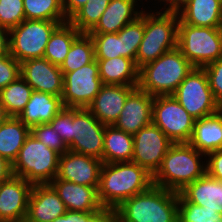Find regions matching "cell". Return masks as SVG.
I'll return each instance as SVG.
<instances>
[{
	"instance_id": "cell-35",
	"label": "cell",
	"mask_w": 222,
	"mask_h": 222,
	"mask_svg": "<svg viewBox=\"0 0 222 222\" xmlns=\"http://www.w3.org/2000/svg\"><path fill=\"white\" fill-rule=\"evenodd\" d=\"M178 222H222V214L187 202L178 193Z\"/></svg>"
},
{
	"instance_id": "cell-27",
	"label": "cell",
	"mask_w": 222,
	"mask_h": 222,
	"mask_svg": "<svg viewBox=\"0 0 222 222\" xmlns=\"http://www.w3.org/2000/svg\"><path fill=\"white\" fill-rule=\"evenodd\" d=\"M96 61L103 84L138 86L139 69L132 59L119 56Z\"/></svg>"
},
{
	"instance_id": "cell-37",
	"label": "cell",
	"mask_w": 222,
	"mask_h": 222,
	"mask_svg": "<svg viewBox=\"0 0 222 222\" xmlns=\"http://www.w3.org/2000/svg\"><path fill=\"white\" fill-rule=\"evenodd\" d=\"M30 134L60 155L69 150L68 146L49 123L32 126Z\"/></svg>"
},
{
	"instance_id": "cell-26",
	"label": "cell",
	"mask_w": 222,
	"mask_h": 222,
	"mask_svg": "<svg viewBox=\"0 0 222 222\" xmlns=\"http://www.w3.org/2000/svg\"><path fill=\"white\" fill-rule=\"evenodd\" d=\"M188 143L205 155L222 149V108L212 115L195 121Z\"/></svg>"
},
{
	"instance_id": "cell-34",
	"label": "cell",
	"mask_w": 222,
	"mask_h": 222,
	"mask_svg": "<svg viewBox=\"0 0 222 222\" xmlns=\"http://www.w3.org/2000/svg\"><path fill=\"white\" fill-rule=\"evenodd\" d=\"M111 0H89L68 21L81 33H88L99 21Z\"/></svg>"
},
{
	"instance_id": "cell-47",
	"label": "cell",
	"mask_w": 222,
	"mask_h": 222,
	"mask_svg": "<svg viewBox=\"0 0 222 222\" xmlns=\"http://www.w3.org/2000/svg\"><path fill=\"white\" fill-rule=\"evenodd\" d=\"M12 175V164L0 156V183L8 180Z\"/></svg>"
},
{
	"instance_id": "cell-7",
	"label": "cell",
	"mask_w": 222,
	"mask_h": 222,
	"mask_svg": "<svg viewBox=\"0 0 222 222\" xmlns=\"http://www.w3.org/2000/svg\"><path fill=\"white\" fill-rule=\"evenodd\" d=\"M177 48L195 68H203L222 57V28L193 26L179 20Z\"/></svg>"
},
{
	"instance_id": "cell-23",
	"label": "cell",
	"mask_w": 222,
	"mask_h": 222,
	"mask_svg": "<svg viewBox=\"0 0 222 222\" xmlns=\"http://www.w3.org/2000/svg\"><path fill=\"white\" fill-rule=\"evenodd\" d=\"M178 193L187 202L222 214V181L210 177L207 173L194 182L187 184Z\"/></svg>"
},
{
	"instance_id": "cell-17",
	"label": "cell",
	"mask_w": 222,
	"mask_h": 222,
	"mask_svg": "<svg viewBox=\"0 0 222 222\" xmlns=\"http://www.w3.org/2000/svg\"><path fill=\"white\" fill-rule=\"evenodd\" d=\"M20 76L34 91L62 97L63 73L59 66L47 59H29L20 63Z\"/></svg>"
},
{
	"instance_id": "cell-1",
	"label": "cell",
	"mask_w": 222,
	"mask_h": 222,
	"mask_svg": "<svg viewBox=\"0 0 222 222\" xmlns=\"http://www.w3.org/2000/svg\"><path fill=\"white\" fill-rule=\"evenodd\" d=\"M153 185V175L133 162L103 163L98 199L102 207L118 208L125 200Z\"/></svg>"
},
{
	"instance_id": "cell-13",
	"label": "cell",
	"mask_w": 222,
	"mask_h": 222,
	"mask_svg": "<svg viewBox=\"0 0 222 222\" xmlns=\"http://www.w3.org/2000/svg\"><path fill=\"white\" fill-rule=\"evenodd\" d=\"M106 125L102 124L87 108H72V152L102 160Z\"/></svg>"
},
{
	"instance_id": "cell-22",
	"label": "cell",
	"mask_w": 222,
	"mask_h": 222,
	"mask_svg": "<svg viewBox=\"0 0 222 222\" xmlns=\"http://www.w3.org/2000/svg\"><path fill=\"white\" fill-rule=\"evenodd\" d=\"M61 198L67 210L96 212L102 208L98 199V187H90L57 179L49 183Z\"/></svg>"
},
{
	"instance_id": "cell-10",
	"label": "cell",
	"mask_w": 222,
	"mask_h": 222,
	"mask_svg": "<svg viewBox=\"0 0 222 222\" xmlns=\"http://www.w3.org/2000/svg\"><path fill=\"white\" fill-rule=\"evenodd\" d=\"M173 96L196 120L212 115L221 109L214 99L203 68H194L181 82Z\"/></svg>"
},
{
	"instance_id": "cell-41",
	"label": "cell",
	"mask_w": 222,
	"mask_h": 222,
	"mask_svg": "<svg viewBox=\"0 0 222 222\" xmlns=\"http://www.w3.org/2000/svg\"><path fill=\"white\" fill-rule=\"evenodd\" d=\"M206 173L210 177L222 181V149L206 155Z\"/></svg>"
},
{
	"instance_id": "cell-14",
	"label": "cell",
	"mask_w": 222,
	"mask_h": 222,
	"mask_svg": "<svg viewBox=\"0 0 222 222\" xmlns=\"http://www.w3.org/2000/svg\"><path fill=\"white\" fill-rule=\"evenodd\" d=\"M173 142L162 130L151 123L133 135V155L131 162L145 168L154 175Z\"/></svg>"
},
{
	"instance_id": "cell-18",
	"label": "cell",
	"mask_w": 222,
	"mask_h": 222,
	"mask_svg": "<svg viewBox=\"0 0 222 222\" xmlns=\"http://www.w3.org/2000/svg\"><path fill=\"white\" fill-rule=\"evenodd\" d=\"M154 97L136 87L127 97L114 126L134 135L152 123V103Z\"/></svg>"
},
{
	"instance_id": "cell-29",
	"label": "cell",
	"mask_w": 222,
	"mask_h": 222,
	"mask_svg": "<svg viewBox=\"0 0 222 222\" xmlns=\"http://www.w3.org/2000/svg\"><path fill=\"white\" fill-rule=\"evenodd\" d=\"M133 135L114 125H106L103 141V163L131 162Z\"/></svg>"
},
{
	"instance_id": "cell-46",
	"label": "cell",
	"mask_w": 222,
	"mask_h": 222,
	"mask_svg": "<svg viewBox=\"0 0 222 222\" xmlns=\"http://www.w3.org/2000/svg\"><path fill=\"white\" fill-rule=\"evenodd\" d=\"M9 54V29L0 26V56Z\"/></svg>"
},
{
	"instance_id": "cell-36",
	"label": "cell",
	"mask_w": 222,
	"mask_h": 222,
	"mask_svg": "<svg viewBox=\"0 0 222 222\" xmlns=\"http://www.w3.org/2000/svg\"><path fill=\"white\" fill-rule=\"evenodd\" d=\"M25 20L23 0H0V26L11 29Z\"/></svg>"
},
{
	"instance_id": "cell-28",
	"label": "cell",
	"mask_w": 222,
	"mask_h": 222,
	"mask_svg": "<svg viewBox=\"0 0 222 222\" xmlns=\"http://www.w3.org/2000/svg\"><path fill=\"white\" fill-rule=\"evenodd\" d=\"M29 134L30 128L18 117L9 116L0 125V156L13 164Z\"/></svg>"
},
{
	"instance_id": "cell-16",
	"label": "cell",
	"mask_w": 222,
	"mask_h": 222,
	"mask_svg": "<svg viewBox=\"0 0 222 222\" xmlns=\"http://www.w3.org/2000/svg\"><path fill=\"white\" fill-rule=\"evenodd\" d=\"M102 164L100 159L68 150L59 157L56 178L80 185L99 187Z\"/></svg>"
},
{
	"instance_id": "cell-32",
	"label": "cell",
	"mask_w": 222,
	"mask_h": 222,
	"mask_svg": "<svg viewBox=\"0 0 222 222\" xmlns=\"http://www.w3.org/2000/svg\"><path fill=\"white\" fill-rule=\"evenodd\" d=\"M95 60L94 42L90 34L81 33L72 43L70 50L60 66L62 73L77 70Z\"/></svg>"
},
{
	"instance_id": "cell-44",
	"label": "cell",
	"mask_w": 222,
	"mask_h": 222,
	"mask_svg": "<svg viewBox=\"0 0 222 222\" xmlns=\"http://www.w3.org/2000/svg\"><path fill=\"white\" fill-rule=\"evenodd\" d=\"M92 213L93 212L67 210V212L64 215L53 220L52 222H83L86 221Z\"/></svg>"
},
{
	"instance_id": "cell-20",
	"label": "cell",
	"mask_w": 222,
	"mask_h": 222,
	"mask_svg": "<svg viewBox=\"0 0 222 222\" xmlns=\"http://www.w3.org/2000/svg\"><path fill=\"white\" fill-rule=\"evenodd\" d=\"M137 86L103 84L87 109L104 125L118 120L128 95Z\"/></svg>"
},
{
	"instance_id": "cell-40",
	"label": "cell",
	"mask_w": 222,
	"mask_h": 222,
	"mask_svg": "<svg viewBox=\"0 0 222 222\" xmlns=\"http://www.w3.org/2000/svg\"><path fill=\"white\" fill-rule=\"evenodd\" d=\"M20 76V62L9 54L0 56V90Z\"/></svg>"
},
{
	"instance_id": "cell-15",
	"label": "cell",
	"mask_w": 222,
	"mask_h": 222,
	"mask_svg": "<svg viewBox=\"0 0 222 222\" xmlns=\"http://www.w3.org/2000/svg\"><path fill=\"white\" fill-rule=\"evenodd\" d=\"M32 186L15 175L0 183V222H25Z\"/></svg>"
},
{
	"instance_id": "cell-9",
	"label": "cell",
	"mask_w": 222,
	"mask_h": 222,
	"mask_svg": "<svg viewBox=\"0 0 222 222\" xmlns=\"http://www.w3.org/2000/svg\"><path fill=\"white\" fill-rule=\"evenodd\" d=\"M195 121L173 95L154 97L152 123L173 143H188Z\"/></svg>"
},
{
	"instance_id": "cell-42",
	"label": "cell",
	"mask_w": 222,
	"mask_h": 222,
	"mask_svg": "<svg viewBox=\"0 0 222 222\" xmlns=\"http://www.w3.org/2000/svg\"><path fill=\"white\" fill-rule=\"evenodd\" d=\"M83 222H119V218L116 209L102 207Z\"/></svg>"
},
{
	"instance_id": "cell-48",
	"label": "cell",
	"mask_w": 222,
	"mask_h": 222,
	"mask_svg": "<svg viewBox=\"0 0 222 222\" xmlns=\"http://www.w3.org/2000/svg\"><path fill=\"white\" fill-rule=\"evenodd\" d=\"M9 116L7 115L4 106L0 102V125L8 118Z\"/></svg>"
},
{
	"instance_id": "cell-24",
	"label": "cell",
	"mask_w": 222,
	"mask_h": 222,
	"mask_svg": "<svg viewBox=\"0 0 222 222\" xmlns=\"http://www.w3.org/2000/svg\"><path fill=\"white\" fill-rule=\"evenodd\" d=\"M64 108L62 98L33 91L31 98L18 118L29 128L49 123Z\"/></svg>"
},
{
	"instance_id": "cell-43",
	"label": "cell",
	"mask_w": 222,
	"mask_h": 222,
	"mask_svg": "<svg viewBox=\"0 0 222 222\" xmlns=\"http://www.w3.org/2000/svg\"><path fill=\"white\" fill-rule=\"evenodd\" d=\"M145 1H146V3H145ZM149 1L152 2L151 7H152V5H155V6H153L154 9H153V7L151 8L150 6H148V7L145 6V4L150 3ZM141 5H142V9L144 11H148V12H174V13H176V0H154V2H153V0H142ZM159 5H160V7H159Z\"/></svg>"
},
{
	"instance_id": "cell-25",
	"label": "cell",
	"mask_w": 222,
	"mask_h": 222,
	"mask_svg": "<svg viewBox=\"0 0 222 222\" xmlns=\"http://www.w3.org/2000/svg\"><path fill=\"white\" fill-rule=\"evenodd\" d=\"M177 14L184 24L222 28V0H190Z\"/></svg>"
},
{
	"instance_id": "cell-2",
	"label": "cell",
	"mask_w": 222,
	"mask_h": 222,
	"mask_svg": "<svg viewBox=\"0 0 222 222\" xmlns=\"http://www.w3.org/2000/svg\"><path fill=\"white\" fill-rule=\"evenodd\" d=\"M204 160V161H203ZM206 174V155L189 143H173L153 175V185L180 192Z\"/></svg>"
},
{
	"instance_id": "cell-11",
	"label": "cell",
	"mask_w": 222,
	"mask_h": 222,
	"mask_svg": "<svg viewBox=\"0 0 222 222\" xmlns=\"http://www.w3.org/2000/svg\"><path fill=\"white\" fill-rule=\"evenodd\" d=\"M144 35V10L135 21L118 33L90 34L94 42L95 59L125 57L136 61L137 51Z\"/></svg>"
},
{
	"instance_id": "cell-19",
	"label": "cell",
	"mask_w": 222,
	"mask_h": 222,
	"mask_svg": "<svg viewBox=\"0 0 222 222\" xmlns=\"http://www.w3.org/2000/svg\"><path fill=\"white\" fill-rule=\"evenodd\" d=\"M66 212L65 204L50 184L32 186L25 222H52Z\"/></svg>"
},
{
	"instance_id": "cell-8",
	"label": "cell",
	"mask_w": 222,
	"mask_h": 222,
	"mask_svg": "<svg viewBox=\"0 0 222 222\" xmlns=\"http://www.w3.org/2000/svg\"><path fill=\"white\" fill-rule=\"evenodd\" d=\"M66 22L28 20L9 30V53L18 62L43 58L53 31Z\"/></svg>"
},
{
	"instance_id": "cell-33",
	"label": "cell",
	"mask_w": 222,
	"mask_h": 222,
	"mask_svg": "<svg viewBox=\"0 0 222 222\" xmlns=\"http://www.w3.org/2000/svg\"><path fill=\"white\" fill-rule=\"evenodd\" d=\"M25 19L68 22L62 0H23Z\"/></svg>"
},
{
	"instance_id": "cell-3",
	"label": "cell",
	"mask_w": 222,
	"mask_h": 222,
	"mask_svg": "<svg viewBox=\"0 0 222 222\" xmlns=\"http://www.w3.org/2000/svg\"><path fill=\"white\" fill-rule=\"evenodd\" d=\"M116 210L119 222H178V192L152 185Z\"/></svg>"
},
{
	"instance_id": "cell-38",
	"label": "cell",
	"mask_w": 222,
	"mask_h": 222,
	"mask_svg": "<svg viewBox=\"0 0 222 222\" xmlns=\"http://www.w3.org/2000/svg\"><path fill=\"white\" fill-rule=\"evenodd\" d=\"M49 124L56 130L67 146L73 142L72 107H64Z\"/></svg>"
},
{
	"instance_id": "cell-21",
	"label": "cell",
	"mask_w": 222,
	"mask_h": 222,
	"mask_svg": "<svg viewBox=\"0 0 222 222\" xmlns=\"http://www.w3.org/2000/svg\"><path fill=\"white\" fill-rule=\"evenodd\" d=\"M140 4L142 0H111L88 34L118 33L125 25L140 17L143 11Z\"/></svg>"
},
{
	"instance_id": "cell-45",
	"label": "cell",
	"mask_w": 222,
	"mask_h": 222,
	"mask_svg": "<svg viewBox=\"0 0 222 222\" xmlns=\"http://www.w3.org/2000/svg\"><path fill=\"white\" fill-rule=\"evenodd\" d=\"M88 1L89 0H62V7L66 19L69 20Z\"/></svg>"
},
{
	"instance_id": "cell-49",
	"label": "cell",
	"mask_w": 222,
	"mask_h": 222,
	"mask_svg": "<svg viewBox=\"0 0 222 222\" xmlns=\"http://www.w3.org/2000/svg\"><path fill=\"white\" fill-rule=\"evenodd\" d=\"M190 0H176V13L184 7Z\"/></svg>"
},
{
	"instance_id": "cell-30",
	"label": "cell",
	"mask_w": 222,
	"mask_h": 222,
	"mask_svg": "<svg viewBox=\"0 0 222 222\" xmlns=\"http://www.w3.org/2000/svg\"><path fill=\"white\" fill-rule=\"evenodd\" d=\"M81 34L69 21L60 24L51 34L43 58L61 66L73 41Z\"/></svg>"
},
{
	"instance_id": "cell-39",
	"label": "cell",
	"mask_w": 222,
	"mask_h": 222,
	"mask_svg": "<svg viewBox=\"0 0 222 222\" xmlns=\"http://www.w3.org/2000/svg\"><path fill=\"white\" fill-rule=\"evenodd\" d=\"M215 101L222 108V57L203 67Z\"/></svg>"
},
{
	"instance_id": "cell-12",
	"label": "cell",
	"mask_w": 222,
	"mask_h": 222,
	"mask_svg": "<svg viewBox=\"0 0 222 222\" xmlns=\"http://www.w3.org/2000/svg\"><path fill=\"white\" fill-rule=\"evenodd\" d=\"M102 85L96 59L75 71L63 73L64 107L87 108Z\"/></svg>"
},
{
	"instance_id": "cell-4",
	"label": "cell",
	"mask_w": 222,
	"mask_h": 222,
	"mask_svg": "<svg viewBox=\"0 0 222 222\" xmlns=\"http://www.w3.org/2000/svg\"><path fill=\"white\" fill-rule=\"evenodd\" d=\"M194 68L175 48L139 68L137 87L153 97L173 95Z\"/></svg>"
},
{
	"instance_id": "cell-31",
	"label": "cell",
	"mask_w": 222,
	"mask_h": 222,
	"mask_svg": "<svg viewBox=\"0 0 222 222\" xmlns=\"http://www.w3.org/2000/svg\"><path fill=\"white\" fill-rule=\"evenodd\" d=\"M32 87L19 76L7 87L0 90V102L8 116L18 117L31 98Z\"/></svg>"
},
{
	"instance_id": "cell-6",
	"label": "cell",
	"mask_w": 222,
	"mask_h": 222,
	"mask_svg": "<svg viewBox=\"0 0 222 222\" xmlns=\"http://www.w3.org/2000/svg\"><path fill=\"white\" fill-rule=\"evenodd\" d=\"M60 154L29 134L12 164V173L32 185L49 184L58 173Z\"/></svg>"
},
{
	"instance_id": "cell-5",
	"label": "cell",
	"mask_w": 222,
	"mask_h": 222,
	"mask_svg": "<svg viewBox=\"0 0 222 222\" xmlns=\"http://www.w3.org/2000/svg\"><path fill=\"white\" fill-rule=\"evenodd\" d=\"M178 23L177 13L144 11V35L135 61L138 69L177 48Z\"/></svg>"
}]
</instances>
